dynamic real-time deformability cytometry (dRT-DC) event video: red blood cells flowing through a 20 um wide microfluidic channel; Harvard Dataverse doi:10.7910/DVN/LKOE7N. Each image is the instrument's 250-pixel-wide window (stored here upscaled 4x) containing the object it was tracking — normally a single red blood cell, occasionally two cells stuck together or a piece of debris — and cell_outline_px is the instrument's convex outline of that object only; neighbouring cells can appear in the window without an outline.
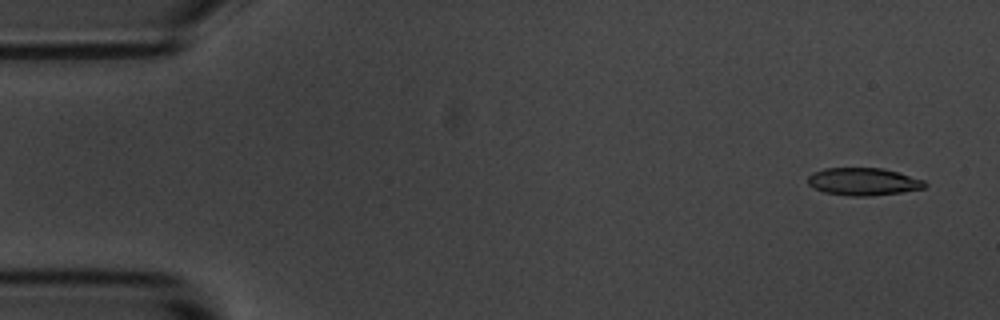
{"species": "common noctule bat (a hibernating species)", "species_latin": "Nyctalus noctula", "temperature_condition": "room temperature", "stored_images_in_passage": 5, "camera_frame_rate_fps": 3000, "um_per_image_px": 0.085, "animal": {"sex": "male", "body_mass_g": 20.1, "forearm_length_mm": 53.5}, "frame": {"image": 1, "passage_image": 1, "time_ms": 0.0, "image_size_px": [1000, 320], "cell_outline_px": [[928, 184], [924, 188], [900, 192], [872, 196], [848, 196], [824, 192], [808, 184], [808, 176], [812, 172], [824, 168], [880, 168], [896, 172], [924, 180]], "centroid_in_image_um": [73.36, 15.44], "position_along_channel_um": 11.6, "area_um2": 18.67}}